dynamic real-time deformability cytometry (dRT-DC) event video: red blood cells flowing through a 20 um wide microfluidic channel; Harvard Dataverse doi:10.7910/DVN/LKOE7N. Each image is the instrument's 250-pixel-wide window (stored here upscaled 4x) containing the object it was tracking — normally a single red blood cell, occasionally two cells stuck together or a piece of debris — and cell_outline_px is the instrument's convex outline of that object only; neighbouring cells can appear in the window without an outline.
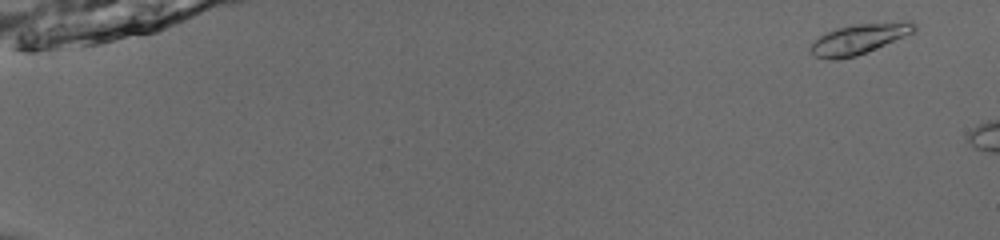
{"species": "common noctule bat (a hibernating species)", "species_latin": "Nyctalus noctula", "temperature_condition": "room temperature", "stored_images_in_passage": 7, "camera_frame_rate_fps": 3000, "um_per_image_px": 0.085, "animal": {"sex": "male", "body_mass_g": 13.0, "forearm_length_mm": 53.1}, "frame": {"image": 1, "passage_image": 2, "time_ms": 0.333, "image_size_px": [1000, 240], "cell_outline_px": [[916, 32], [868, 52], [856, 56], [836, 60], [832, 60], [812, 56], [808, 48], [820, 36], [836, 28], [856, 24], [904, 20], [912, 20], [916, 24]], "centroid_in_image_um": [73.08, 3.3], "position_along_channel_um": 11.9, "area_um2": 18.73}}